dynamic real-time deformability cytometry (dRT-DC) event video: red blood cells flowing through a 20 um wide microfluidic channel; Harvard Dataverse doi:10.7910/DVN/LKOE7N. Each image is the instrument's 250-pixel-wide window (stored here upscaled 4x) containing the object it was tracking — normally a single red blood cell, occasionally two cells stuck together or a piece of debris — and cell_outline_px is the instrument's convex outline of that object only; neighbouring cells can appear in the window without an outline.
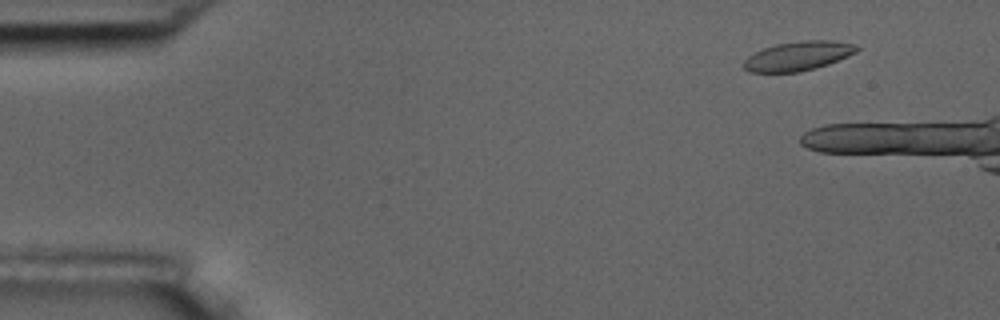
{"species": "common noctule bat (a hibernating species)", "species_latin": "Nyctalus noctula", "temperature_condition": "room temperature", "stored_images_in_passage": 3, "camera_frame_rate_fps": 3000, "um_per_image_px": 0.085, "animal": {"sex": "male", "body_mass_g": 17.5, "forearm_length_mm": 52.3}, "frame": {"image": 1, "passage_image": 1, "time_ms": 0.0, "image_size_px": [1000, 320], "cell_outline_px": [[860, 48], [856, 52], [848, 56], [828, 64], [800, 72], [748, 72], [744, 68], [744, 60], [748, 56], [764, 48], [776, 44], [800, 40], [832, 40], [856, 44]], "centroid_in_image_um": [67.86, 4.75], "position_along_channel_um": 17.1, "area_um2": 19.25}}